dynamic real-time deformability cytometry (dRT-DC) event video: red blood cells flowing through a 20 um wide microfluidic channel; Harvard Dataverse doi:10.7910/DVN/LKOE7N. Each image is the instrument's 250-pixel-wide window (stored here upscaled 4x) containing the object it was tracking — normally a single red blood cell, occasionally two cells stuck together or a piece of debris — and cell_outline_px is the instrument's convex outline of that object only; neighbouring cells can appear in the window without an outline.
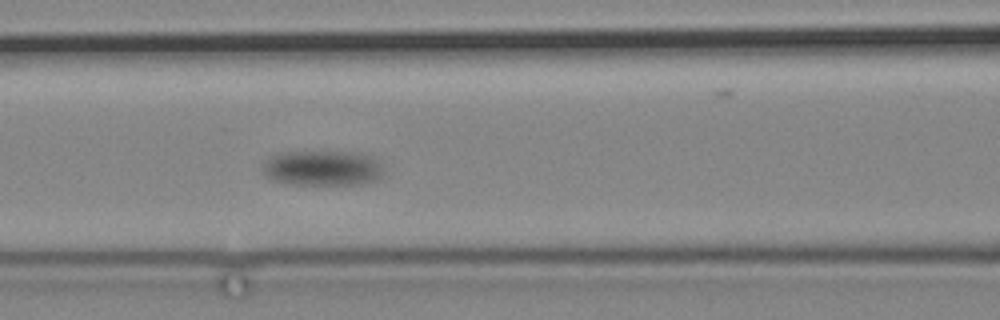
{"species": "common noctule bat (a hibernating species)", "species_latin": "Nyctalus noctula", "temperature_condition": "cold", "stored_images_in_passage": 8, "camera_frame_rate_fps": 3000, "um_per_image_px": 0.085, "animal": {"sex": "male", "body_mass_g": 19.2, "forearm_length_mm": 51.8}, "frame": {"image": 1, "passage_image": 8, "time_ms": 9.333, "image_size_px": [1000, 320], "cell_outline_px": [[384, 172], [376, 180], [360, 184], [284, 184], [272, 180], [260, 172], [260, 168], [272, 156], [280, 152], [360, 152], [376, 156], [384, 164]], "centroid_in_image_um": [27.46, 14.28], "position_along_channel_um": 139.1, "area_um2": 25.43}}